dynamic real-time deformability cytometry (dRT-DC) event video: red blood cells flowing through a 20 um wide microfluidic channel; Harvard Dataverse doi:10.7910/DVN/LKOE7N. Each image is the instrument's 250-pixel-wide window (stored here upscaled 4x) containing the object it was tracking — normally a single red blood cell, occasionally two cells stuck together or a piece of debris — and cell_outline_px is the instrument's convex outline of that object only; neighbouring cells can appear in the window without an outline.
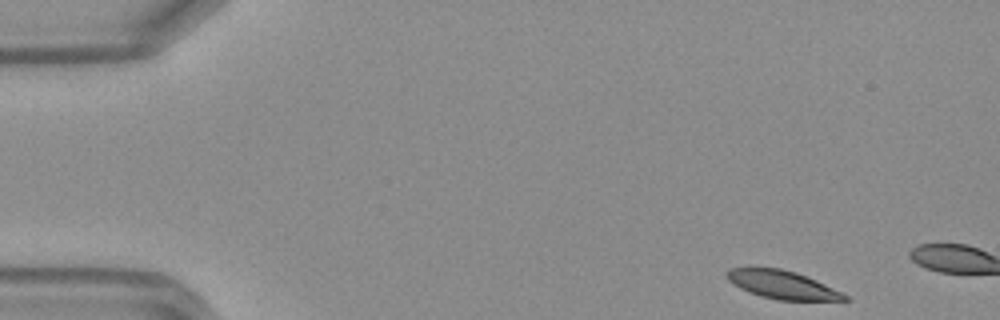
{"species": "Egyptian fruit bat (a non-hibernating species)", "species_latin": "Rousettus aegyptiacus", "temperature_condition": "warm", "stored_images_in_passage": 7, "camera_frame_rate_fps": 3000, "um_per_image_px": 0.085, "frame": {"image": 1, "passage_image": 1, "time_ms": 0.0, "image_size_px": [1000, 320], "cell_outline_px": [[848, 300], [776, 300], [760, 296], [748, 292], [740, 288], [728, 280], [724, 272], [728, 268], [780, 268], [796, 272], [816, 280], [848, 296]], "centroid_in_image_um": [66.44, 24.2], "position_along_channel_um": 18.6, "area_um2": 19.19}}